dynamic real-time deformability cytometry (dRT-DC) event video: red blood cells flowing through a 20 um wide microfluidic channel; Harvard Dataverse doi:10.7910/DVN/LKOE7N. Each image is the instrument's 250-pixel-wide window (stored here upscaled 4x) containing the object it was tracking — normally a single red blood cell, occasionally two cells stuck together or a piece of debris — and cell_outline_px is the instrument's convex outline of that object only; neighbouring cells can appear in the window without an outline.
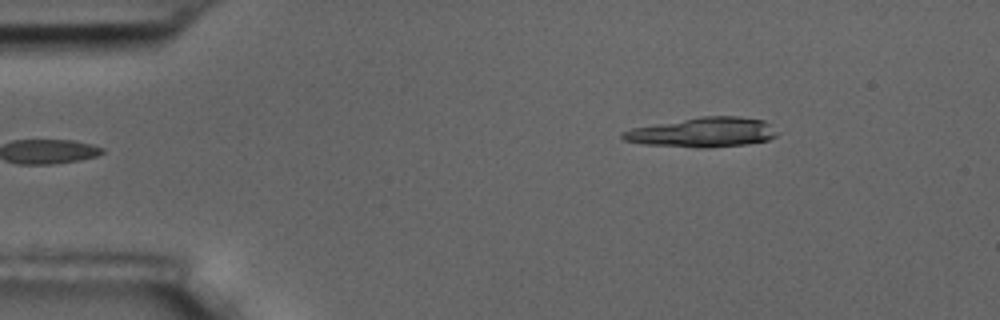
{"species": "common noctule bat (a hibernating species)", "species_latin": "Nyctalus noctula", "temperature_condition": "room temperature", "stored_images_in_passage": 5, "camera_frame_rate_fps": 3000, "um_per_image_px": 0.085, "animal": {"sex": "male", "body_mass_g": 17.5, "forearm_length_mm": 52.3}, "frame": {"image": 1, "passage_image": 5, "time_ms": 5.333, "image_size_px": [1000, 320], "cell_outline_px": [[780, 132], [776, 136], [768, 140], [744, 144], [708, 148], [700, 148], [644, 144], [624, 140], [620, 136], [620, 132], [632, 128], [700, 116], [736, 116], [764, 120]], "centroid_in_image_um": [59.75, 11.24], "position_along_channel_um": 25.3, "area_um2": 26.76}}